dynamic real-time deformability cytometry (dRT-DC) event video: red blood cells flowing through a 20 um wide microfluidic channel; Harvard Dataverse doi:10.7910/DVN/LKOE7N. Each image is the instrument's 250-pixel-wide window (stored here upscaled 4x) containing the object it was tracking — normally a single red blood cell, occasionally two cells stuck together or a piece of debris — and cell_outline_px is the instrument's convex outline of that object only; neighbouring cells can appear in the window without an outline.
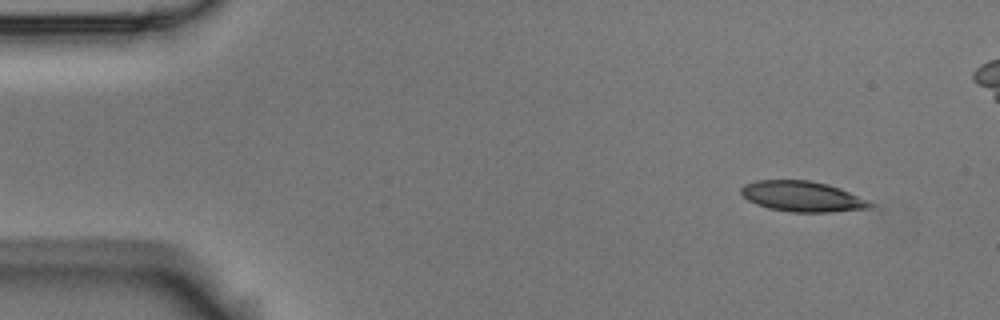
{"species": "Egyptian fruit bat (a non-hibernating species)", "species_latin": "Rousettus aegyptiacus", "temperature_condition": "room temperature", "stored_images_in_passage": 6, "camera_frame_rate_fps": 3000, "um_per_image_px": 0.085, "animal": {"sex": "male"}, "frame": {"image": 1, "passage_image": 1, "time_ms": 0.0, "image_size_px": [1000, 320], "cell_outline_px": [[872, 204], [868, 208], [832, 212], [792, 212], [768, 208], [756, 204], [748, 200], [740, 192], [740, 188], [744, 184], [756, 180], [812, 180], [828, 184], [840, 188], [868, 200]], "centroid_in_image_um": [68.16, 16.69], "position_along_channel_um": 16.8, "area_um2": 22.89}}
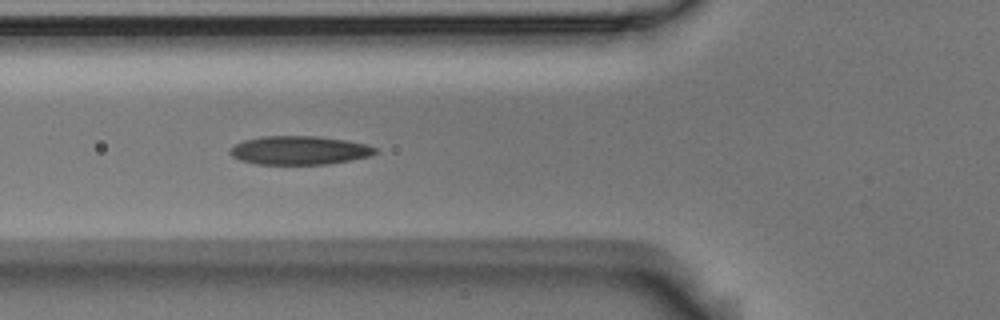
{"frame": {"image": 2, "passage_image": 5, "time_ms": 1.333, "image_size_px": [1000, 320], "cell_outline_px": [[380, 152], [368, 156], [328, 164], [256, 164], [240, 160], [232, 156], [228, 152], [236, 144], [244, 140], [260, 136], [320, 136], [348, 140], [364, 144], [376, 148]], "centroid_in_image_um": [25.44, 12.77], "position_along_channel_um": 100.4, "area_um2": 24.22}}
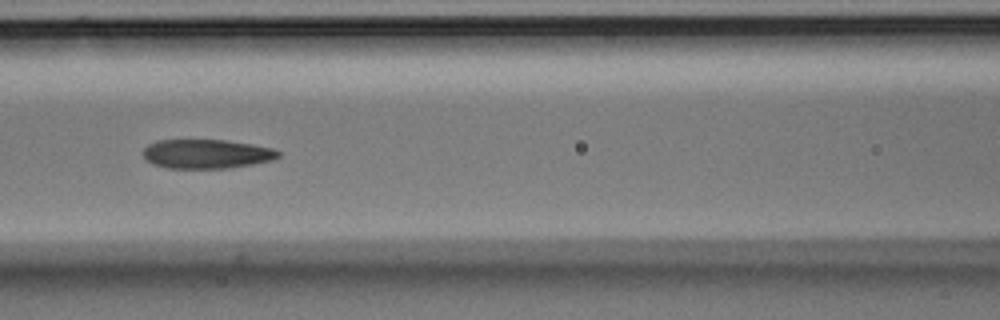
{"frame": {"image": 3, "passage_image": 6, "time_ms": 1.667, "image_size_px": [1000, 320], "cell_outline_px": [[280, 156], [272, 160], [252, 164], [228, 168], [168, 168], [152, 164], [144, 156], [144, 148], [148, 144], [156, 140], [224, 140], [252, 144], [272, 148], [280, 152]], "centroid_in_image_um": [17.55, 13.08], "position_along_channel_um": 149.0, "area_um2": 22.89}}